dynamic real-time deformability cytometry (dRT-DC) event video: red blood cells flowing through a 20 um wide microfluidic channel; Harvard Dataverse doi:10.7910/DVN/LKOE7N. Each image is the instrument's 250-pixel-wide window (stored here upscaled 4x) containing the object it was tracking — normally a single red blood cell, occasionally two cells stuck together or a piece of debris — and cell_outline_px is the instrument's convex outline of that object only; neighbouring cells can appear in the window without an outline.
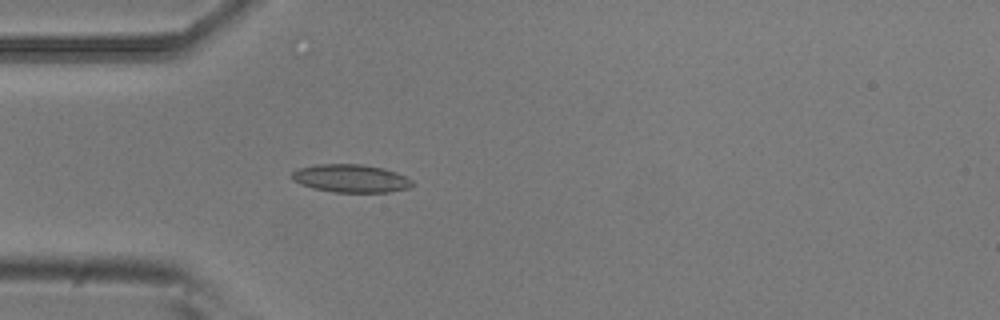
{"species": "common noctule bat (a hibernating species)", "species_latin": "Nyctalus noctula", "temperature_condition": "room temperature", "stored_images_in_passage": 4, "camera_frame_rate_fps": 3000, "um_per_image_px": 0.085, "animal": {"sex": "male", "body_mass_g": 20.5, "forearm_length_mm": 52.5}, "frame": {"image": 1, "passage_image": 4, "time_ms": 1.0, "image_size_px": [1000, 320], "cell_outline_px": [[412, 184], [408, 188], [388, 192], [336, 192], [312, 188], [300, 184], [292, 180], [292, 172], [296, 168], [316, 164], [360, 164], [384, 168], [396, 172], [412, 180]], "centroid_in_image_um": [29.77, 15.15], "position_along_channel_um": 55.2, "area_um2": 19.65}}